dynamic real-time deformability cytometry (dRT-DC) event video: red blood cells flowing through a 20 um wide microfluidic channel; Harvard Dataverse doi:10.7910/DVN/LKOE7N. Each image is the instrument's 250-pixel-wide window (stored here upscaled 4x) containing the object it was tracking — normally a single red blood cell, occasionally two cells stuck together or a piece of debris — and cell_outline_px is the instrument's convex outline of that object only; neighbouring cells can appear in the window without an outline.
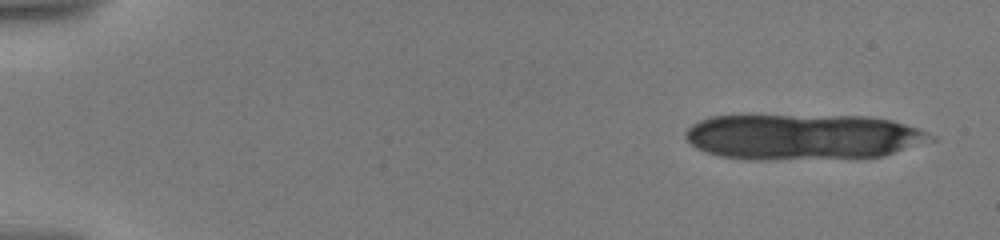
{"species": "human", "species_latin": "Homo sapiens", "temperature_condition": "warm", "stored_images_in_passage": 7, "camera_frame_rate_fps": 3000, "um_per_image_px": 0.085, "donor": {"sex": "male"}, "frame": {"image": 1, "passage_image": 1, "time_ms": 0.0, "image_size_px": [1000, 240], "cell_outline_px": [[936, 140], [884, 156], [768, 160], [748, 160], [720, 156], [704, 152], [696, 148], [684, 136], [684, 132], [692, 124], [700, 120], [712, 116], [748, 112], [752, 112], [868, 116], [892, 120], [920, 128], [936, 136]], "centroid_in_image_um": [68.2, 11.57], "position_along_channel_um": 16.8, "area_um2": 67.97}}